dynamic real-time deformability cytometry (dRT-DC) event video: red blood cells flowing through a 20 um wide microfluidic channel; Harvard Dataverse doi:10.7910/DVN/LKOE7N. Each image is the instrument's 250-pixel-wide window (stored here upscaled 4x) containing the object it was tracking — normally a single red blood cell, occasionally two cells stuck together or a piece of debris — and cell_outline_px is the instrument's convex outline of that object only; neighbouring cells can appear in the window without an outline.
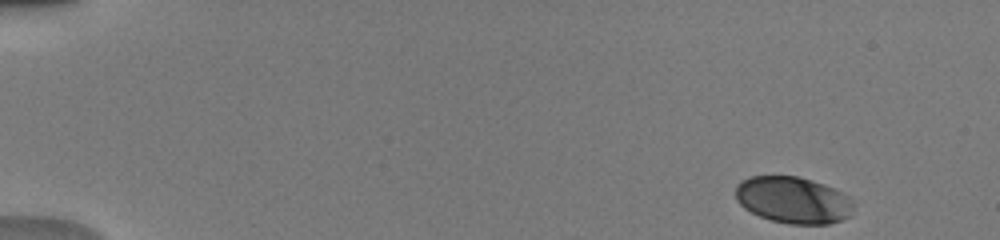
{"species": "human", "species_latin": "Homo sapiens", "temperature_condition": "warm", "stored_images_in_passage": 48, "camera_frame_rate_fps": 3000, "um_per_image_px": 0.085, "donor": {"sex": "male"}, "frame": {"image": 1, "passage_image": 1, "time_ms": 0.0, "image_size_px": [1000, 240], "cell_outline_px": [[852, 208], [848, 216], [840, 220], [828, 224], [788, 224], [772, 220], [760, 216], [744, 208], [736, 200], [736, 184], [740, 180], [748, 176], [796, 176], [812, 180], [824, 184], [848, 196], [852, 200]], "centroid_in_image_um": [67.37, 16.99], "position_along_channel_um": 17.6, "area_um2": 31.96}}
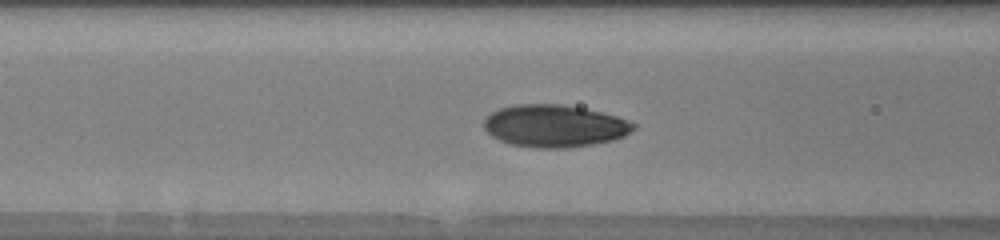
{"frame": {"image": 2, "passage_image": 19, "time_ms": 6.0, "image_size_px": [1000, 240], "cell_outline_px": [[636, 128], [624, 136], [616, 140], [568, 148], [532, 148], [512, 144], [500, 140], [492, 136], [484, 128], [484, 120], [492, 112], [500, 108], [516, 104], [560, 104], [584, 108], [616, 116], [628, 120], [636, 124]], "centroid_in_image_um": [47.15, 10.71], "position_along_channel_um": 119.4, "area_um2": 36.93}}
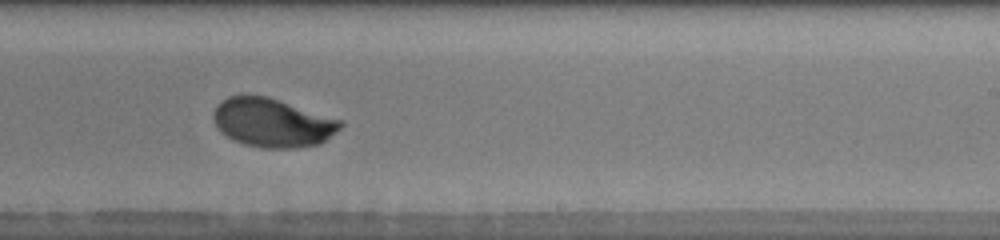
{"frame": {"image": 3, "passage_image": 30, "time_ms": 9.667, "image_size_px": [1000, 240], "cell_outline_px": [[344, 124], [336, 132], [320, 144], [296, 148], [264, 148], [244, 144], [232, 140], [220, 132], [216, 128], [212, 116], [212, 112], [216, 104], [220, 100], [228, 96], [268, 96], [344, 120]], "centroid_in_image_um": [23.14, 10.43], "position_along_channel_um": 265.9, "area_um2": 36.59}, "authors_computed_cell_mechanics": {"area_um2": 35.3158, "velocity_mm_per_s": 3.9978, "shape_relaxation_time_tau1_ms": 2.9546, "shape_relaxation_time_tau2_ms": 0.8125, "deformation_change_tau1": 0.1503, "deformation_change_tau2": 0.0467}}